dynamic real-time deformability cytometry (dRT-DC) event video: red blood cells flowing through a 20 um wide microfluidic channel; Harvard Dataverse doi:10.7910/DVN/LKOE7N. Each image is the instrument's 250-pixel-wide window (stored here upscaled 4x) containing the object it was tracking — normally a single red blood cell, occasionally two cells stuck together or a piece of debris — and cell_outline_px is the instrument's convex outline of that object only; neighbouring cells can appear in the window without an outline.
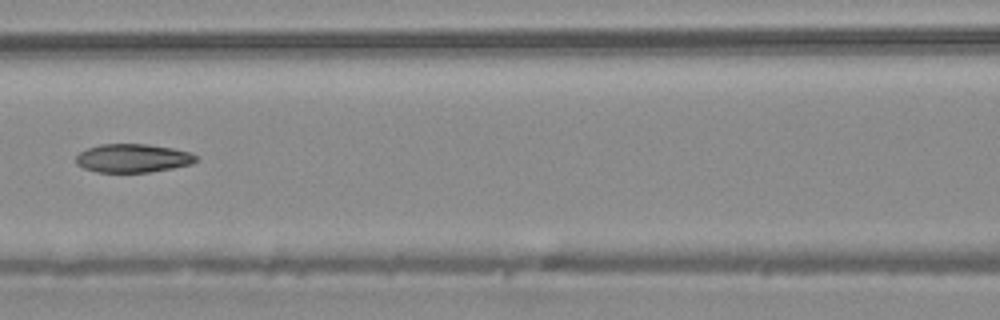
{"species": "common noctule bat (a hibernating species)", "species_latin": "Nyctalus noctula", "temperature_condition": "warm", "stored_images_in_passage": 7, "camera_frame_rate_fps": 3000, "um_per_image_px": 0.085, "animal": {"sex": "male", "body_mass_g": 20.4}, "frame": {"image": 1, "passage_image": 7, "time_ms": 2.0, "image_size_px": [1000, 320], "cell_outline_px": [[196, 160], [192, 164], [172, 168], [148, 172], [96, 172], [84, 168], [76, 164], [76, 156], [80, 152], [88, 148], [100, 144], [148, 144], [172, 148], [192, 152], [196, 156]], "centroid_in_image_um": [11.29, 13.44], "position_along_channel_um": 155.3, "area_um2": 19.94}}